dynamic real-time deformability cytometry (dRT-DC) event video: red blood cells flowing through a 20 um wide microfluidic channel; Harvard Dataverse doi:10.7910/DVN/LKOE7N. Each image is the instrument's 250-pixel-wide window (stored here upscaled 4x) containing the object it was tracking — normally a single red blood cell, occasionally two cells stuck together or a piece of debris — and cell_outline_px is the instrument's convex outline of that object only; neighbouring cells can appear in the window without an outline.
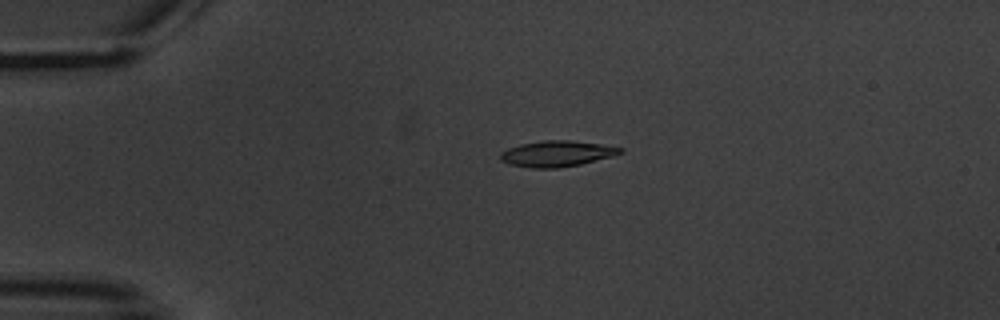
{"species": "common noctule bat (a hibernating species)", "species_latin": "Nyctalus noctula", "temperature_condition": "warm", "stored_images_in_passage": 5, "camera_frame_rate_fps": 3000, "um_per_image_px": 0.085, "animal": {"sex": "male", "body_mass_g": 20.1, "forearm_length_mm": 53.5}, "frame": {"image": 1, "passage_image": 4, "time_ms": 3.667, "image_size_px": [1000, 320], "cell_outline_px": [[624, 152], [612, 156], [580, 164], [560, 168], [532, 168], [508, 164], [500, 160], [500, 152], [508, 148], [520, 144], [544, 140], [568, 140], [600, 144], [624, 148]], "centroid_in_image_um": [47.31, 13.06], "position_along_channel_um": 37.7, "area_um2": 18.09}}